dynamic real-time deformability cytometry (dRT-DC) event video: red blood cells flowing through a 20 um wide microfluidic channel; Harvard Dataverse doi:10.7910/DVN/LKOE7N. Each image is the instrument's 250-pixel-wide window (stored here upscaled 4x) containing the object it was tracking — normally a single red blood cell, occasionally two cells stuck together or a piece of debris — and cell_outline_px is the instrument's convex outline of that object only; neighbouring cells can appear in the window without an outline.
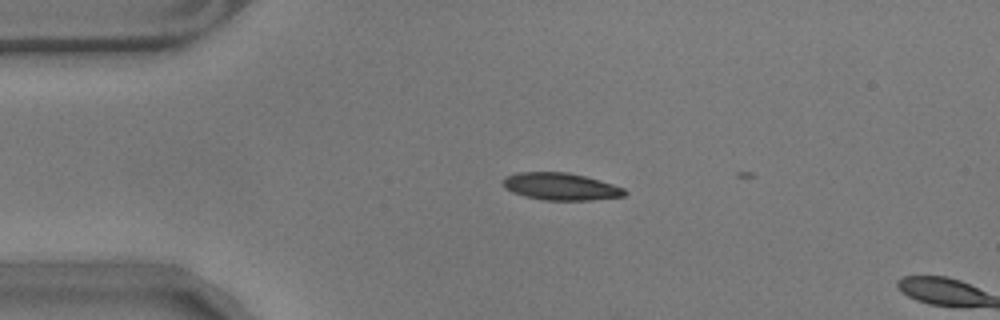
{"species": "common noctule bat (a hibernating species)", "species_latin": "Nyctalus noctula", "temperature_condition": "warm", "stored_images_in_passage": 15, "camera_frame_rate_fps": 3000, "um_per_image_px": 0.085, "animal": {"sex": "male", "body_mass_g": 17.9}, "frame": {"image": 1, "passage_image": 13, "time_ms": 4.0, "image_size_px": [1000, 320], "cell_outline_px": [[628, 192], [624, 196], [592, 200], [544, 200], [524, 196], [512, 192], [504, 188], [504, 180], [508, 176], [516, 172], [568, 172], [600, 180], [624, 188]], "centroid_in_image_um": [47.68, 15.86], "position_along_channel_um": 37.3, "area_um2": 19.25}}